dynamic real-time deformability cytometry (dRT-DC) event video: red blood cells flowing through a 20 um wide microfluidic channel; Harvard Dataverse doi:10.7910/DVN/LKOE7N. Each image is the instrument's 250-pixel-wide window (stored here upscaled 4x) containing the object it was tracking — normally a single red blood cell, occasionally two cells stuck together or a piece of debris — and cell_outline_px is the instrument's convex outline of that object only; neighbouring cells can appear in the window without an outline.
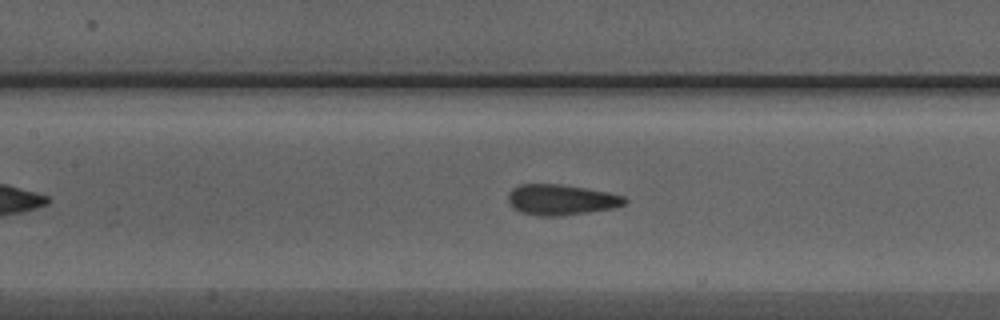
{"species": "Egyptian fruit bat (a non-hibernating species)", "species_latin": "Rousettus aegyptiacus", "temperature_condition": "warm", "stored_images_in_passage": 15, "camera_frame_rate_fps": 3000, "um_per_image_px": 0.085, "animal": {"sex": "male"}, "frame": {"image": 1, "passage_image": 7, "time_ms": 2.0, "image_size_px": [1000, 320], "cell_outline_px": [[628, 200], [624, 204], [612, 208], [588, 212], [560, 216], [540, 216], [520, 212], [512, 208], [508, 204], [508, 192], [512, 188], [520, 184], [560, 184], [608, 192], [624, 196]], "centroid_in_image_um": [47.64, 16.98], "position_along_channel_um": 159.8, "area_um2": 20.87}}
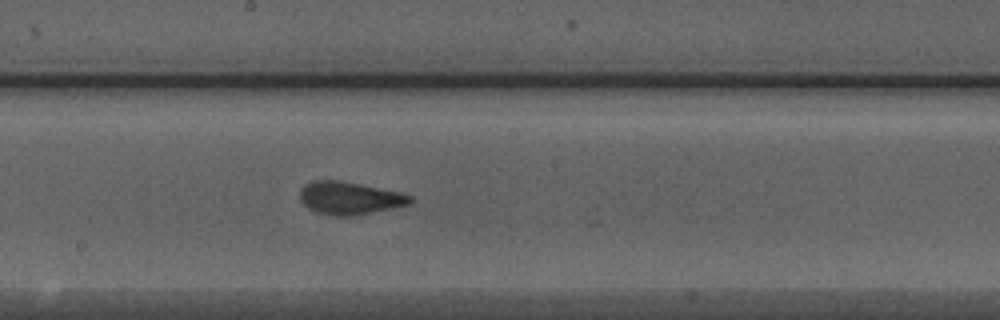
{"frame": {"image": 2, "passage_image": 11, "time_ms": 3.333, "image_size_px": [1000, 320], "cell_outline_px": [[412, 204], [396, 208], [356, 216], [336, 216], [316, 212], [308, 208], [300, 200], [300, 188], [304, 184], [312, 180], [340, 180], [400, 192], [412, 196]], "centroid_in_image_um": [29.73, 16.84], "position_along_channel_um": 218.5, "area_um2": 21.39}}